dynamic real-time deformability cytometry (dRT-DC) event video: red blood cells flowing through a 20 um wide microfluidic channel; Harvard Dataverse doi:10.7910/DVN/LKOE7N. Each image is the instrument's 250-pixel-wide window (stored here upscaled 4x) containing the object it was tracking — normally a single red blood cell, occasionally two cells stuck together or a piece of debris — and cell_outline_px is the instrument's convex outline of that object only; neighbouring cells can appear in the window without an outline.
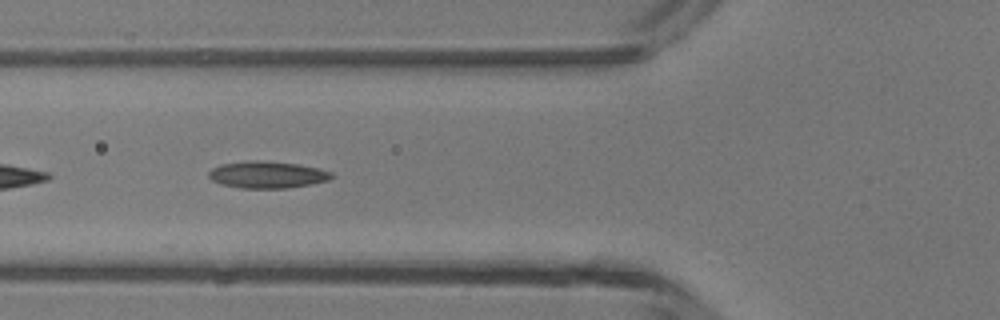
{"species": "common noctule bat (a hibernating species)", "species_latin": "Nyctalus noctula", "temperature_condition": "room temperature", "stored_images_in_passage": 20, "camera_frame_rate_fps": 3000, "um_per_image_px": 0.085, "animal": {"sex": "male", "body_mass_g": 13.3}, "frame": {"image": 1, "passage_image": 11, "time_ms": 3.333, "image_size_px": [1000, 320], "cell_outline_px": [[332, 176], [328, 180], [312, 184], [288, 188], [240, 188], [224, 184], [212, 180], [208, 176], [208, 172], [212, 168], [220, 164], [244, 160], [256, 160], [296, 164], [320, 168], [332, 172]], "centroid_in_image_um": [22.7, 14.84], "position_along_channel_um": 103.1, "area_um2": 19.25}}
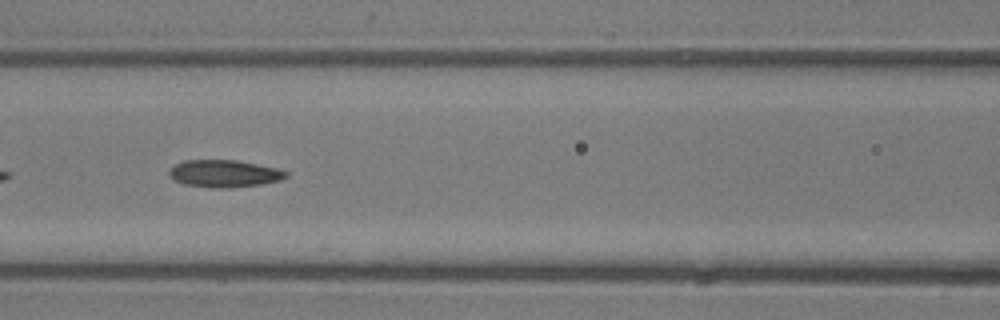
{"frame": {"image": 2, "passage_image": 14, "time_ms": 4.333, "image_size_px": [1000, 320], "cell_outline_px": [[288, 176], [280, 180], [260, 184], [228, 188], [212, 188], [184, 184], [176, 180], [168, 172], [176, 164], [184, 160], [236, 160], [276, 168], [288, 172]], "centroid_in_image_um": [19.08, 14.75], "position_along_channel_um": 147.5, "area_um2": 18.32}}